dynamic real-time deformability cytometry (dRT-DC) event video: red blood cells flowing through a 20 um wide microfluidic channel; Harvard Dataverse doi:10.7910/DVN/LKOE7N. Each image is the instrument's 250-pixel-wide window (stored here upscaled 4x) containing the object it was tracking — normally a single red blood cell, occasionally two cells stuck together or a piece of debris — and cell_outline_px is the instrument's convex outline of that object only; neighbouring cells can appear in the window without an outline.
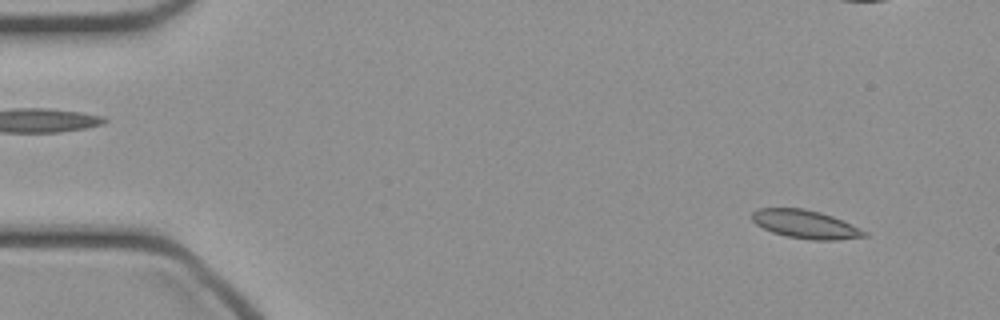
{"species": "common noctule bat (a hibernating species)", "species_latin": "Nyctalus noctula", "temperature_condition": "cold", "stored_images_in_passage": 11, "camera_frame_rate_fps": 3000, "um_per_image_px": 0.085, "animal": {"sex": "female", "body_mass_g": 21.9}, "frame": {"image": 1, "passage_image": 4, "time_ms": 1.0, "image_size_px": [1000, 320], "cell_outline_px": [[868, 236], [836, 240], [812, 240], [788, 236], [772, 232], [756, 224], [752, 220], [752, 212], [756, 208], [804, 208], [820, 212], [832, 216], [868, 232]], "centroid_in_image_um": [68.45, 19.06], "position_along_channel_um": 16.6, "area_um2": 18.44}}